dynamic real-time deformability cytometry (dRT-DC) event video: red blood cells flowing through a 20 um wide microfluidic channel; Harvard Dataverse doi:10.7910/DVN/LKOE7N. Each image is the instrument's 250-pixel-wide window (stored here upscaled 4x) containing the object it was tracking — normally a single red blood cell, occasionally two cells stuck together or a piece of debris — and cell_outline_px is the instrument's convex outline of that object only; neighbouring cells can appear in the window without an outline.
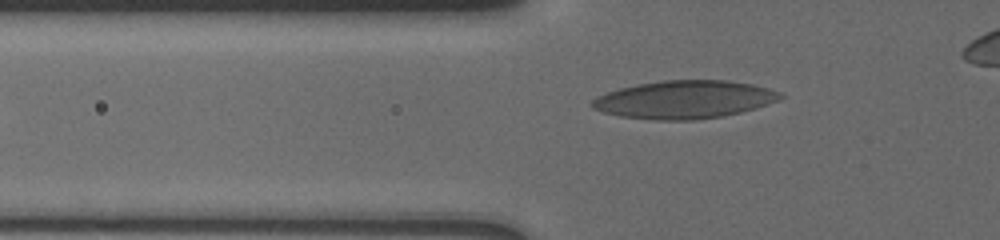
{"species": "human", "species_latin": "Homo sapiens", "temperature_condition": "cold", "stored_images_in_passage": 10, "segment_of_instrument_passage": [2, 2], "camera_frame_rate_fps": 3000, "um_per_image_px": 0.085, "donor": {"sex": "male"}, "frame": {"image": 1, "passage_image": 10, "time_ms": 9.333, "image_size_px": [1000, 240], "cell_outline_px": [[784, 96], [780, 100], [756, 108], [740, 112], [720, 116], [692, 120], [652, 120], [620, 116], [604, 112], [592, 108], [592, 100], [596, 96], [620, 88], [640, 84], [664, 80], [724, 80], [752, 84], [768, 88], [780, 92]], "centroid_in_image_um": [58.18, 8.46], "position_along_channel_um": 67.6, "area_um2": 41.44}}